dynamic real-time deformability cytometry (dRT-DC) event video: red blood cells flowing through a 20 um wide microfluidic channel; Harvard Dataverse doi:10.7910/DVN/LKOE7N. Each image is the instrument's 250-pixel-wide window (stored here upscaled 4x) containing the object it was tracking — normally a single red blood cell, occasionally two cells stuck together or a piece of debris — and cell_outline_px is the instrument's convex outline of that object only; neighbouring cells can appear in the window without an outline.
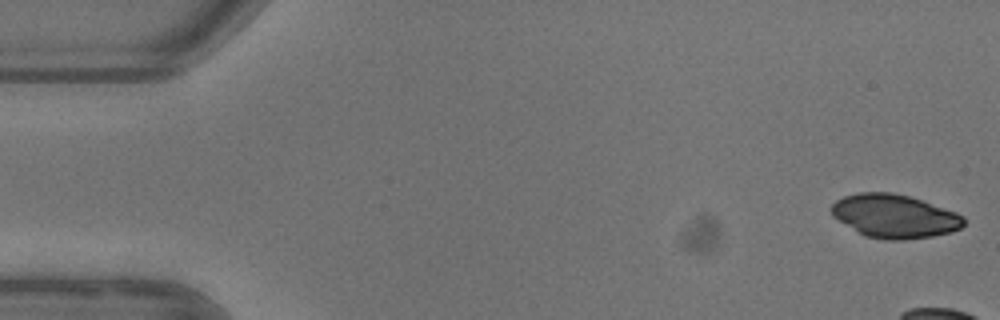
{"species": "common noctule bat (a hibernating species)", "species_latin": "Nyctalus noctula", "temperature_condition": "warm", "stored_images_in_passage": 9, "camera_frame_rate_fps": 3000, "um_per_image_px": 0.085, "animal": {"sex": "female"}, "frame": {"image": 1, "passage_image": 1, "time_ms": 0.0, "image_size_px": [1000, 320], "cell_outline_px": [[964, 224], [960, 228], [952, 232], [932, 236], [904, 240], [884, 240], [864, 236], [832, 216], [832, 204], [836, 200], [844, 196], [860, 192], [892, 192], [908, 196], [956, 212], [964, 216]], "centroid_in_image_um": [76.02, 18.38], "position_along_channel_um": 9.0, "area_um2": 33.47}}